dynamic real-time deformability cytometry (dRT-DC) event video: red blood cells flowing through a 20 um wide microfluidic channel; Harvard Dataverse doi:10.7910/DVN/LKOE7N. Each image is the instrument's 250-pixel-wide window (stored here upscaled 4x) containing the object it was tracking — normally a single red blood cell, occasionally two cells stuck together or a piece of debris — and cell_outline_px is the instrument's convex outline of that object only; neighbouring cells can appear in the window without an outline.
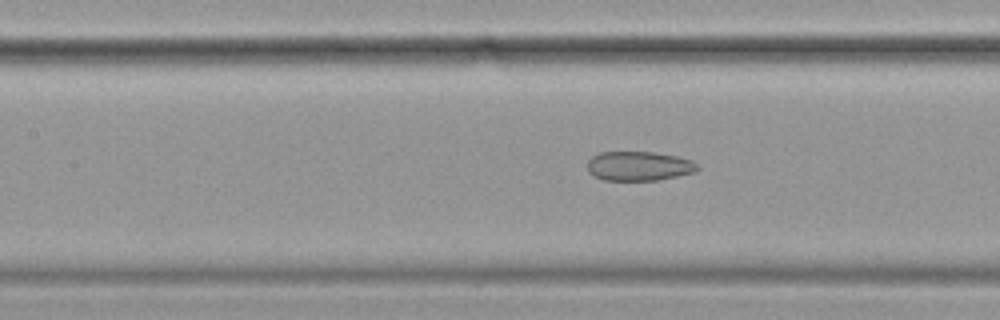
{"species": "common noctule bat (a hibernating species)", "species_latin": "Nyctalus noctula", "temperature_condition": "cold", "stored_images_in_passage": 17, "camera_frame_rate_fps": 3000, "um_per_image_px": 0.085, "animal": {"sex": "female", "body_mass_g": 19.9}, "frame": {"image": 1, "passage_image": 10, "time_ms": 3.0, "image_size_px": [1000, 320], "cell_outline_px": [[700, 168], [696, 172], [656, 180], [604, 180], [588, 172], [588, 160], [592, 156], [600, 152], [652, 152], [676, 156], [692, 160]], "centroid_in_image_um": [54.31, 14.11], "position_along_channel_um": 153.1, "area_um2": 18.73}}